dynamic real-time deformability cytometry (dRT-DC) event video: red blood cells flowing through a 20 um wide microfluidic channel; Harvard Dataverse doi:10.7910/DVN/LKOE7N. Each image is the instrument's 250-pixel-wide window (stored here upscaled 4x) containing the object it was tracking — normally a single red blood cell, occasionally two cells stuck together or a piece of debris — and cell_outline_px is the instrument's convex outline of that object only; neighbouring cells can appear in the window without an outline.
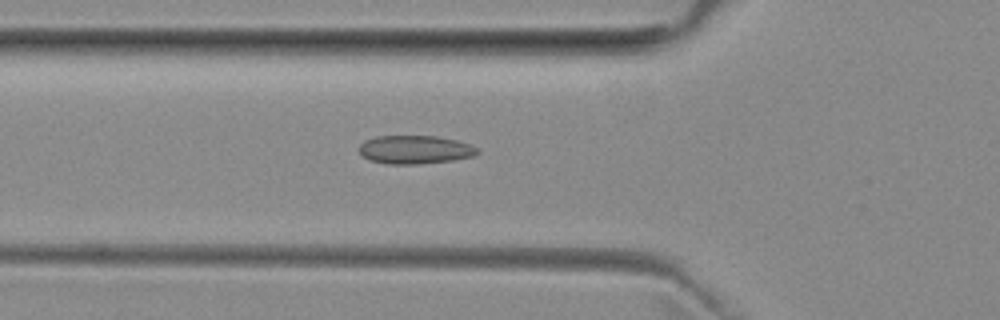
{"species": "common noctule bat (a hibernating species)", "species_latin": "Nyctalus noctula", "temperature_condition": "room temperature", "stored_images_in_passage": 51, "camera_frame_rate_fps": 3000, "um_per_image_px": 0.085, "animal": {"sex": "female", "body_mass_g": 29.2, "forearm_length_mm": 56.3}, "frame": {"image": 1, "passage_image": 17, "time_ms": 5.333, "image_size_px": [1000, 320], "cell_outline_px": [[480, 152], [476, 156], [452, 160], [420, 164], [388, 164], [368, 160], [360, 156], [356, 148], [364, 140], [376, 136], [436, 136], [456, 140], [472, 144]], "centroid_in_image_um": [35.23, 12.72], "position_along_channel_um": 90.6, "area_um2": 20.0}}
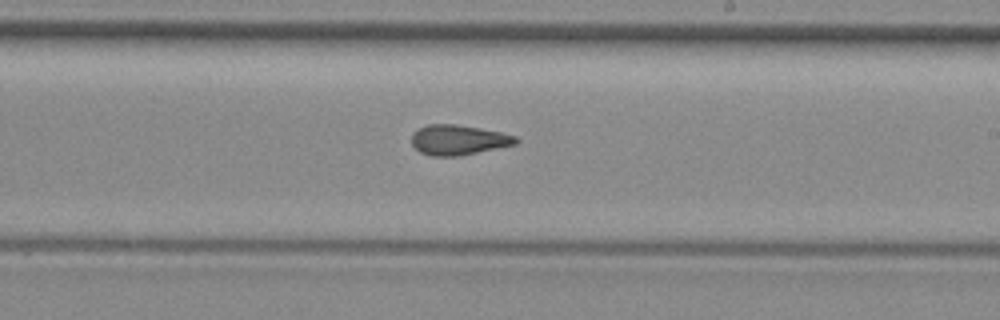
{"frame": {"image": 2, "passage_image": 29, "time_ms": 9.333, "image_size_px": [1000, 320], "cell_outline_px": [[520, 140], [516, 144], [460, 156], [432, 156], [420, 152], [412, 144], [412, 132], [428, 124], [456, 124], [480, 128], [500, 132], [516, 136]], "centroid_in_image_um": [38.97, 11.89], "position_along_channel_um": 250.0, "area_um2": 18.26}}
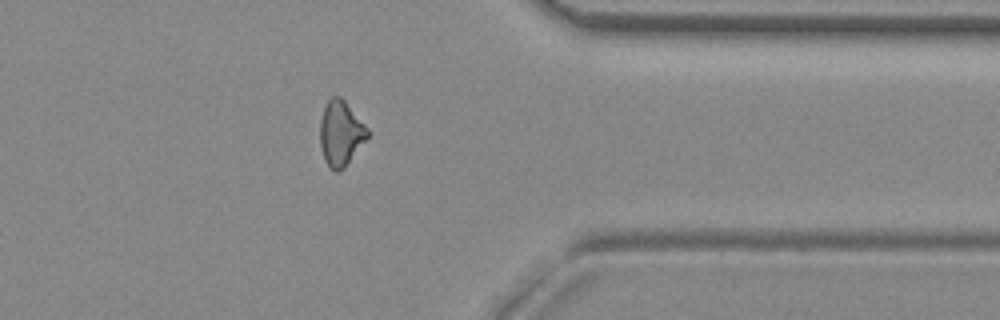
{"frame": {"image": 3, "passage_image": 40, "time_ms": 13.0, "image_size_px": [1000, 320], "cell_outline_px": [[368, 136], [344, 168], [336, 172], [324, 160], [320, 144], [320, 120], [324, 108], [328, 100], [332, 96], [340, 96], [344, 100], [368, 128]], "centroid_in_image_um": [28.94, 11.31], "position_along_channel_um": 382.5, "area_um2": 17.69}, "authors_computed_cell_mechanics": {"area_um2": 18.4382, "velocity_mm_per_s": 3.9782, "shape_relaxation_time_tau1_ms": null, "shape_relaxation_time_tau2_ms": 3.6305, "deformation_change_tau1": null, "deformation_change_tau2": 0.0902}}